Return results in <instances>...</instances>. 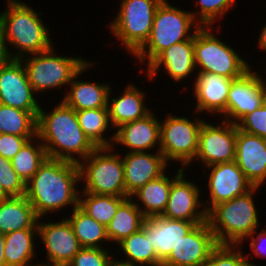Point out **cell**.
I'll list each match as a JSON object with an SVG mask.
<instances>
[{"label": "cell", "mask_w": 266, "mask_h": 266, "mask_svg": "<svg viewBox=\"0 0 266 266\" xmlns=\"http://www.w3.org/2000/svg\"><path fill=\"white\" fill-rule=\"evenodd\" d=\"M214 28V30H212ZM216 28V29H215ZM221 24L201 27L194 35V57L197 72L214 73L237 79L251 68L237 51L218 36ZM219 35H217V33ZM216 33V34H215ZM217 35V36H216Z\"/></svg>", "instance_id": "8992f818"}, {"label": "cell", "mask_w": 266, "mask_h": 266, "mask_svg": "<svg viewBox=\"0 0 266 266\" xmlns=\"http://www.w3.org/2000/svg\"><path fill=\"white\" fill-rule=\"evenodd\" d=\"M162 69L166 71V76L170 77L169 80L173 79V81H175L174 83L181 84V82H186V80L189 81V77L190 80H195V78L191 79L193 76L196 77L197 74L194 57V37L173 44L162 51L147 68H145V75L149 81H153L155 80L154 78L158 77L157 75Z\"/></svg>", "instance_id": "e0dca14e"}, {"label": "cell", "mask_w": 266, "mask_h": 266, "mask_svg": "<svg viewBox=\"0 0 266 266\" xmlns=\"http://www.w3.org/2000/svg\"><path fill=\"white\" fill-rule=\"evenodd\" d=\"M217 245L208 221L199 223L173 248L161 266H203Z\"/></svg>", "instance_id": "ac0fdd59"}, {"label": "cell", "mask_w": 266, "mask_h": 266, "mask_svg": "<svg viewBox=\"0 0 266 266\" xmlns=\"http://www.w3.org/2000/svg\"><path fill=\"white\" fill-rule=\"evenodd\" d=\"M42 106L37 116V137L48 158L79 164L97 148L80 127L76 111L63 100L50 112Z\"/></svg>", "instance_id": "7a4b0ae2"}, {"label": "cell", "mask_w": 266, "mask_h": 266, "mask_svg": "<svg viewBox=\"0 0 266 266\" xmlns=\"http://www.w3.org/2000/svg\"><path fill=\"white\" fill-rule=\"evenodd\" d=\"M145 216L136 206L134 201L128 197L118 207L116 214L106 226V232L110 243L118 245L131 234L142 228Z\"/></svg>", "instance_id": "f1b7e54d"}, {"label": "cell", "mask_w": 266, "mask_h": 266, "mask_svg": "<svg viewBox=\"0 0 266 266\" xmlns=\"http://www.w3.org/2000/svg\"><path fill=\"white\" fill-rule=\"evenodd\" d=\"M10 196L5 192V190L0 185V202L8 199Z\"/></svg>", "instance_id": "c3c4849f"}, {"label": "cell", "mask_w": 266, "mask_h": 266, "mask_svg": "<svg viewBox=\"0 0 266 266\" xmlns=\"http://www.w3.org/2000/svg\"><path fill=\"white\" fill-rule=\"evenodd\" d=\"M5 234L0 233V266H6L4 257Z\"/></svg>", "instance_id": "f6af8a7d"}, {"label": "cell", "mask_w": 266, "mask_h": 266, "mask_svg": "<svg viewBox=\"0 0 266 266\" xmlns=\"http://www.w3.org/2000/svg\"><path fill=\"white\" fill-rule=\"evenodd\" d=\"M36 239H38V229H22L5 234L6 266H37L38 262H33L38 256Z\"/></svg>", "instance_id": "83f0119b"}, {"label": "cell", "mask_w": 266, "mask_h": 266, "mask_svg": "<svg viewBox=\"0 0 266 266\" xmlns=\"http://www.w3.org/2000/svg\"><path fill=\"white\" fill-rule=\"evenodd\" d=\"M46 158L45 147L36 136L22 146L19 152L11 159V165L26 184L38 171L39 166Z\"/></svg>", "instance_id": "836d02e7"}, {"label": "cell", "mask_w": 266, "mask_h": 266, "mask_svg": "<svg viewBox=\"0 0 266 266\" xmlns=\"http://www.w3.org/2000/svg\"><path fill=\"white\" fill-rule=\"evenodd\" d=\"M122 154L126 197H130L149 181L163 175L170 166L160 151L129 152Z\"/></svg>", "instance_id": "7402d4cb"}, {"label": "cell", "mask_w": 266, "mask_h": 266, "mask_svg": "<svg viewBox=\"0 0 266 266\" xmlns=\"http://www.w3.org/2000/svg\"><path fill=\"white\" fill-rule=\"evenodd\" d=\"M81 186L77 163L46 158L38 171L26 183L25 197L32 204L35 214L50 217L63 209L73 210L79 205ZM79 189H78V188Z\"/></svg>", "instance_id": "6da1fadb"}, {"label": "cell", "mask_w": 266, "mask_h": 266, "mask_svg": "<svg viewBox=\"0 0 266 266\" xmlns=\"http://www.w3.org/2000/svg\"><path fill=\"white\" fill-rule=\"evenodd\" d=\"M160 120V152L169 164L180 163L181 168L193 165L199 142V131L203 122L199 113L194 118L176 116L173 112Z\"/></svg>", "instance_id": "30bf717a"}, {"label": "cell", "mask_w": 266, "mask_h": 266, "mask_svg": "<svg viewBox=\"0 0 266 266\" xmlns=\"http://www.w3.org/2000/svg\"><path fill=\"white\" fill-rule=\"evenodd\" d=\"M88 61L72 78L69 84L68 92H64L62 100L75 111L86 109L108 108V94L111 88L109 82H92V80H79V78L88 72L87 70L94 68L97 62ZM81 75V76H80ZM109 83V84H108Z\"/></svg>", "instance_id": "cb8c5ba5"}, {"label": "cell", "mask_w": 266, "mask_h": 266, "mask_svg": "<svg viewBox=\"0 0 266 266\" xmlns=\"http://www.w3.org/2000/svg\"><path fill=\"white\" fill-rule=\"evenodd\" d=\"M116 254L114 255V257L110 260L109 262V266H140V265H135L132 263H128V262H124L122 260H120L117 256V258H115ZM119 259V260H118Z\"/></svg>", "instance_id": "bcb514c9"}, {"label": "cell", "mask_w": 266, "mask_h": 266, "mask_svg": "<svg viewBox=\"0 0 266 266\" xmlns=\"http://www.w3.org/2000/svg\"><path fill=\"white\" fill-rule=\"evenodd\" d=\"M201 27L189 10L163 0L155 12L148 40L133 55L137 59V65L147 67L171 45L193 38Z\"/></svg>", "instance_id": "277c9868"}, {"label": "cell", "mask_w": 266, "mask_h": 266, "mask_svg": "<svg viewBox=\"0 0 266 266\" xmlns=\"http://www.w3.org/2000/svg\"><path fill=\"white\" fill-rule=\"evenodd\" d=\"M116 248H119V253H123L124 257H119L124 262L140 266L162 265V261L157 257L154 248L142 229L125 238Z\"/></svg>", "instance_id": "1f68e13d"}, {"label": "cell", "mask_w": 266, "mask_h": 266, "mask_svg": "<svg viewBox=\"0 0 266 266\" xmlns=\"http://www.w3.org/2000/svg\"><path fill=\"white\" fill-rule=\"evenodd\" d=\"M38 112H28L0 103V134L37 136Z\"/></svg>", "instance_id": "d6a6232c"}, {"label": "cell", "mask_w": 266, "mask_h": 266, "mask_svg": "<svg viewBox=\"0 0 266 266\" xmlns=\"http://www.w3.org/2000/svg\"><path fill=\"white\" fill-rule=\"evenodd\" d=\"M35 95L20 59H9L0 67L1 104L23 111L39 112L40 95L39 97Z\"/></svg>", "instance_id": "5bb4252c"}, {"label": "cell", "mask_w": 266, "mask_h": 266, "mask_svg": "<svg viewBox=\"0 0 266 266\" xmlns=\"http://www.w3.org/2000/svg\"><path fill=\"white\" fill-rule=\"evenodd\" d=\"M110 248H88L82 249L73 257L70 266H109L110 260L114 257V251ZM113 255H112V254ZM111 254V255H110Z\"/></svg>", "instance_id": "f35d334b"}, {"label": "cell", "mask_w": 266, "mask_h": 266, "mask_svg": "<svg viewBox=\"0 0 266 266\" xmlns=\"http://www.w3.org/2000/svg\"><path fill=\"white\" fill-rule=\"evenodd\" d=\"M9 59H10V57L8 56L5 42L3 39V35H2L1 30H0V67L2 65H4Z\"/></svg>", "instance_id": "7bdbcfd3"}, {"label": "cell", "mask_w": 266, "mask_h": 266, "mask_svg": "<svg viewBox=\"0 0 266 266\" xmlns=\"http://www.w3.org/2000/svg\"><path fill=\"white\" fill-rule=\"evenodd\" d=\"M39 217L25 196H10L0 202V233L38 229Z\"/></svg>", "instance_id": "484cf974"}, {"label": "cell", "mask_w": 266, "mask_h": 266, "mask_svg": "<svg viewBox=\"0 0 266 266\" xmlns=\"http://www.w3.org/2000/svg\"><path fill=\"white\" fill-rule=\"evenodd\" d=\"M172 175L168 203L161 216L173 220L207 221V212L199 184L187 178L186 171L179 167Z\"/></svg>", "instance_id": "7c38bea8"}, {"label": "cell", "mask_w": 266, "mask_h": 266, "mask_svg": "<svg viewBox=\"0 0 266 266\" xmlns=\"http://www.w3.org/2000/svg\"><path fill=\"white\" fill-rule=\"evenodd\" d=\"M254 230L249 237H247L240 245H244L247 240H249V248L252 253H246L245 258L249 266H258L255 263L251 262L253 260V255L259 258H266V228L260 230ZM246 241V242H245ZM250 254V255H249ZM251 258V259H250ZM251 260V261H250ZM260 266V265H259Z\"/></svg>", "instance_id": "60d3db41"}, {"label": "cell", "mask_w": 266, "mask_h": 266, "mask_svg": "<svg viewBox=\"0 0 266 266\" xmlns=\"http://www.w3.org/2000/svg\"><path fill=\"white\" fill-rule=\"evenodd\" d=\"M237 0H196L195 11H191L194 19L202 26H212L216 21L224 20L229 10L231 11ZM226 14V15H225Z\"/></svg>", "instance_id": "d590c367"}, {"label": "cell", "mask_w": 266, "mask_h": 266, "mask_svg": "<svg viewBox=\"0 0 266 266\" xmlns=\"http://www.w3.org/2000/svg\"><path fill=\"white\" fill-rule=\"evenodd\" d=\"M37 266H70L69 264H61V263H50V262H38Z\"/></svg>", "instance_id": "7dc6e473"}, {"label": "cell", "mask_w": 266, "mask_h": 266, "mask_svg": "<svg viewBox=\"0 0 266 266\" xmlns=\"http://www.w3.org/2000/svg\"><path fill=\"white\" fill-rule=\"evenodd\" d=\"M54 47L20 58L36 96L53 89L68 88L74 75L89 61L83 56L57 54Z\"/></svg>", "instance_id": "52a82bcc"}, {"label": "cell", "mask_w": 266, "mask_h": 266, "mask_svg": "<svg viewBox=\"0 0 266 266\" xmlns=\"http://www.w3.org/2000/svg\"><path fill=\"white\" fill-rule=\"evenodd\" d=\"M262 30H260L259 36H258V43H257V47L259 48L258 50H260L261 52L263 51L266 52V24L263 25V27H261Z\"/></svg>", "instance_id": "ee69618b"}, {"label": "cell", "mask_w": 266, "mask_h": 266, "mask_svg": "<svg viewBox=\"0 0 266 266\" xmlns=\"http://www.w3.org/2000/svg\"><path fill=\"white\" fill-rule=\"evenodd\" d=\"M241 245L218 244L203 266H249Z\"/></svg>", "instance_id": "8d00e7d4"}, {"label": "cell", "mask_w": 266, "mask_h": 266, "mask_svg": "<svg viewBox=\"0 0 266 266\" xmlns=\"http://www.w3.org/2000/svg\"><path fill=\"white\" fill-rule=\"evenodd\" d=\"M265 77V75L264 76H262V82H263V86H264V89H265V97H266V77ZM264 78V79H263Z\"/></svg>", "instance_id": "681fc988"}, {"label": "cell", "mask_w": 266, "mask_h": 266, "mask_svg": "<svg viewBox=\"0 0 266 266\" xmlns=\"http://www.w3.org/2000/svg\"><path fill=\"white\" fill-rule=\"evenodd\" d=\"M34 137H21L11 134H0V156L11 160L22 146Z\"/></svg>", "instance_id": "b9f144b4"}, {"label": "cell", "mask_w": 266, "mask_h": 266, "mask_svg": "<svg viewBox=\"0 0 266 266\" xmlns=\"http://www.w3.org/2000/svg\"><path fill=\"white\" fill-rule=\"evenodd\" d=\"M234 161L254 187L266 183V139L237 128Z\"/></svg>", "instance_id": "603a6c76"}, {"label": "cell", "mask_w": 266, "mask_h": 266, "mask_svg": "<svg viewBox=\"0 0 266 266\" xmlns=\"http://www.w3.org/2000/svg\"><path fill=\"white\" fill-rule=\"evenodd\" d=\"M163 0H121L109 24L114 39L133 56L148 40L155 12Z\"/></svg>", "instance_id": "9c48e42d"}, {"label": "cell", "mask_w": 266, "mask_h": 266, "mask_svg": "<svg viewBox=\"0 0 266 266\" xmlns=\"http://www.w3.org/2000/svg\"><path fill=\"white\" fill-rule=\"evenodd\" d=\"M112 89L111 87L108 94L107 107L114 131L125 123L145 117L152 111L145 103L148 93L139 89L135 83L129 82L128 85H125L119 96L113 97Z\"/></svg>", "instance_id": "d4e9b609"}, {"label": "cell", "mask_w": 266, "mask_h": 266, "mask_svg": "<svg viewBox=\"0 0 266 266\" xmlns=\"http://www.w3.org/2000/svg\"><path fill=\"white\" fill-rule=\"evenodd\" d=\"M236 125L239 130L266 139V101L258 109L245 115Z\"/></svg>", "instance_id": "ab89813d"}, {"label": "cell", "mask_w": 266, "mask_h": 266, "mask_svg": "<svg viewBox=\"0 0 266 266\" xmlns=\"http://www.w3.org/2000/svg\"><path fill=\"white\" fill-rule=\"evenodd\" d=\"M46 217L38 219V239L45 247L47 262L69 264L73 257L82 249L80 242L74 234L73 228L66 217L55 222L43 221ZM42 219V220H41Z\"/></svg>", "instance_id": "2e32d148"}, {"label": "cell", "mask_w": 266, "mask_h": 266, "mask_svg": "<svg viewBox=\"0 0 266 266\" xmlns=\"http://www.w3.org/2000/svg\"><path fill=\"white\" fill-rule=\"evenodd\" d=\"M0 185L9 196H25L26 184L14 171L11 160L0 156Z\"/></svg>", "instance_id": "74e56055"}, {"label": "cell", "mask_w": 266, "mask_h": 266, "mask_svg": "<svg viewBox=\"0 0 266 266\" xmlns=\"http://www.w3.org/2000/svg\"><path fill=\"white\" fill-rule=\"evenodd\" d=\"M6 5L0 13V30L10 59L45 52L55 45L49 25L40 18L42 12L21 0H8Z\"/></svg>", "instance_id": "3957f363"}, {"label": "cell", "mask_w": 266, "mask_h": 266, "mask_svg": "<svg viewBox=\"0 0 266 266\" xmlns=\"http://www.w3.org/2000/svg\"><path fill=\"white\" fill-rule=\"evenodd\" d=\"M128 197L92 194L80 191L79 207L105 227L110 223L119 205Z\"/></svg>", "instance_id": "e575fe53"}, {"label": "cell", "mask_w": 266, "mask_h": 266, "mask_svg": "<svg viewBox=\"0 0 266 266\" xmlns=\"http://www.w3.org/2000/svg\"><path fill=\"white\" fill-rule=\"evenodd\" d=\"M78 166L81 191L126 197L123 158L115 148H96Z\"/></svg>", "instance_id": "ba28073f"}, {"label": "cell", "mask_w": 266, "mask_h": 266, "mask_svg": "<svg viewBox=\"0 0 266 266\" xmlns=\"http://www.w3.org/2000/svg\"><path fill=\"white\" fill-rule=\"evenodd\" d=\"M167 172L149 181L130 196L146 218L160 216L166 209L172 185V177Z\"/></svg>", "instance_id": "4316f807"}, {"label": "cell", "mask_w": 266, "mask_h": 266, "mask_svg": "<svg viewBox=\"0 0 266 266\" xmlns=\"http://www.w3.org/2000/svg\"><path fill=\"white\" fill-rule=\"evenodd\" d=\"M205 221L173 220L163 216L145 218L142 230L145 232L157 257L163 262L197 224Z\"/></svg>", "instance_id": "44dd1931"}, {"label": "cell", "mask_w": 266, "mask_h": 266, "mask_svg": "<svg viewBox=\"0 0 266 266\" xmlns=\"http://www.w3.org/2000/svg\"><path fill=\"white\" fill-rule=\"evenodd\" d=\"M66 219L71 224L74 234L82 247L109 248L110 241L107 236L106 227L90 217L79 206L71 210ZM107 246L104 247V244Z\"/></svg>", "instance_id": "4dcf8cb0"}, {"label": "cell", "mask_w": 266, "mask_h": 266, "mask_svg": "<svg viewBox=\"0 0 266 266\" xmlns=\"http://www.w3.org/2000/svg\"><path fill=\"white\" fill-rule=\"evenodd\" d=\"M259 189L253 187L241 196L217 204L207 213V221L218 244L240 245L262 226L254 200Z\"/></svg>", "instance_id": "5b68a950"}, {"label": "cell", "mask_w": 266, "mask_h": 266, "mask_svg": "<svg viewBox=\"0 0 266 266\" xmlns=\"http://www.w3.org/2000/svg\"><path fill=\"white\" fill-rule=\"evenodd\" d=\"M206 169L209 174L206 175ZM207 190L210 195L203 199V204L208 213L219 203L229 201L250 191L254 186L247 180L242 170L235 161L210 165L205 168Z\"/></svg>", "instance_id": "4fadbf2b"}, {"label": "cell", "mask_w": 266, "mask_h": 266, "mask_svg": "<svg viewBox=\"0 0 266 266\" xmlns=\"http://www.w3.org/2000/svg\"><path fill=\"white\" fill-rule=\"evenodd\" d=\"M218 122L212 124L206 119L203 122L199 131L198 152L192 163L198 161L205 168L235 160L237 125L223 119Z\"/></svg>", "instance_id": "8fae6325"}, {"label": "cell", "mask_w": 266, "mask_h": 266, "mask_svg": "<svg viewBox=\"0 0 266 266\" xmlns=\"http://www.w3.org/2000/svg\"><path fill=\"white\" fill-rule=\"evenodd\" d=\"M76 114L83 132L97 148L112 147L115 131L110 123L108 108L79 110ZM110 130L113 131L111 135Z\"/></svg>", "instance_id": "f546056e"}, {"label": "cell", "mask_w": 266, "mask_h": 266, "mask_svg": "<svg viewBox=\"0 0 266 266\" xmlns=\"http://www.w3.org/2000/svg\"><path fill=\"white\" fill-rule=\"evenodd\" d=\"M251 67L241 77L232 80L226 115L222 118L237 124L245 115L258 109L266 101L261 70Z\"/></svg>", "instance_id": "9a60e30c"}, {"label": "cell", "mask_w": 266, "mask_h": 266, "mask_svg": "<svg viewBox=\"0 0 266 266\" xmlns=\"http://www.w3.org/2000/svg\"><path fill=\"white\" fill-rule=\"evenodd\" d=\"M232 80L214 73L197 72L194 82L190 84L192 86L190 90L193 92L191 95L196 100L193 114L209 113L208 116L218 115L221 120L226 115Z\"/></svg>", "instance_id": "d6986e66"}, {"label": "cell", "mask_w": 266, "mask_h": 266, "mask_svg": "<svg viewBox=\"0 0 266 266\" xmlns=\"http://www.w3.org/2000/svg\"><path fill=\"white\" fill-rule=\"evenodd\" d=\"M125 147L126 153L160 150V119L152 111L141 119L125 123L115 130L112 147ZM157 148V149H155Z\"/></svg>", "instance_id": "ffe728a7"}]
</instances>
